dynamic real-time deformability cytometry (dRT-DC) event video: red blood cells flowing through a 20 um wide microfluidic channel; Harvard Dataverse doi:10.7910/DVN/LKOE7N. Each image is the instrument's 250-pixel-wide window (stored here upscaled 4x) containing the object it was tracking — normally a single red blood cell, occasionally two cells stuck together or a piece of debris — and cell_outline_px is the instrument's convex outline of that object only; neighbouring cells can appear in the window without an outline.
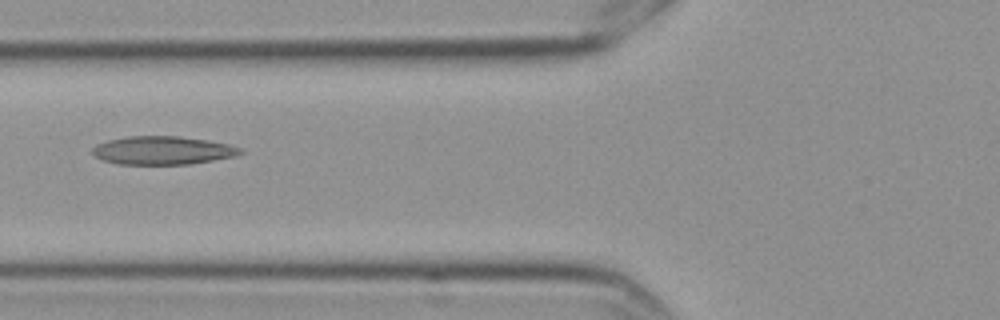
{"species": "Egyptian fruit bat (a non-hibernating species)", "species_latin": "Rousettus aegyptiacus", "temperature_condition": "cold", "stored_images_in_passage": 4, "camera_frame_rate_fps": 3000, "um_per_image_px": 0.085, "frame": {"image": 1, "passage_image": 2, "time_ms": 0.333, "image_size_px": [1000, 320], "cell_outline_px": [[244, 152], [232, 156], [212, 160], [188, 164], [116, 164], [104, 160], [96, 156], [92, 152], [92, 148], [96, 144], [108, 140], [124, 136], [180, 136], [208, 140], [228, 144], [240, 148]], "centroid_in_image_um": [13.79, 12.77], "position_along_channel_um": 112.0, "area_um2": 24.28}}
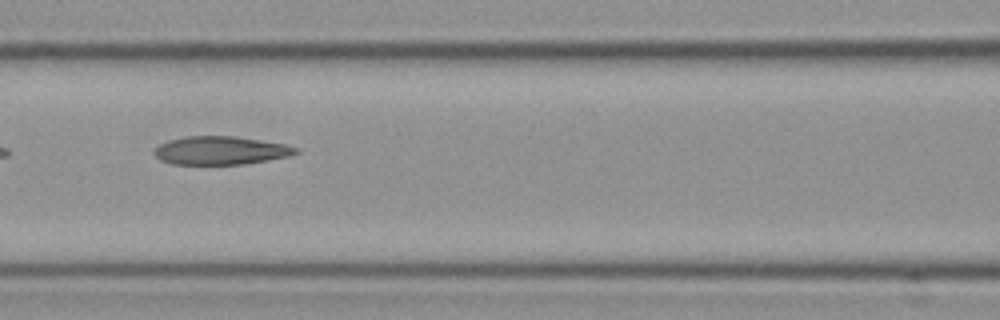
{"frame": {"image": 2, "passage_image": 3, "time_ms": 0.667, "image_size_px": [1000, 320], "cell_outline_px": [[300, 152], [288, 156], [268, 160], [244, 164], [172, 164], [160, 160], [152, 152], [152, 148], [168, 140], [188, 136], [236, 136], [284, 144], [300, 148]], "centroid_in_image_um": [18.73, 12.79], "position_along_channel_um": 147.9, "area_um2": 23.47}}
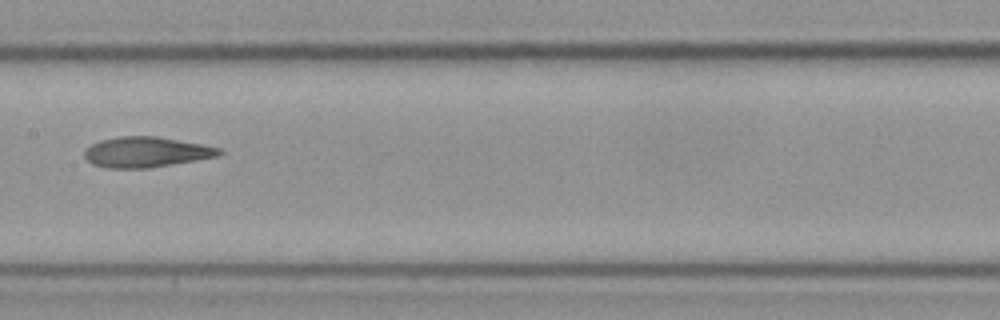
{"frame": {"image": 3, "passage_image": 4, "time_ms": 1.0, "image_size_px": [1000, 320], "cell_outline_px": [[224, 152], [220, 156], [148, 168], [108, 168], [92, 164], [84, 156], [84, 148], [100, 140], [120, 136], [156, 136], [204, 144], [220, 148]], "centroid_in_image_um": [12.43, 12.92], "position_along_channel_um": 195.0, "area_um2": 23.99}}